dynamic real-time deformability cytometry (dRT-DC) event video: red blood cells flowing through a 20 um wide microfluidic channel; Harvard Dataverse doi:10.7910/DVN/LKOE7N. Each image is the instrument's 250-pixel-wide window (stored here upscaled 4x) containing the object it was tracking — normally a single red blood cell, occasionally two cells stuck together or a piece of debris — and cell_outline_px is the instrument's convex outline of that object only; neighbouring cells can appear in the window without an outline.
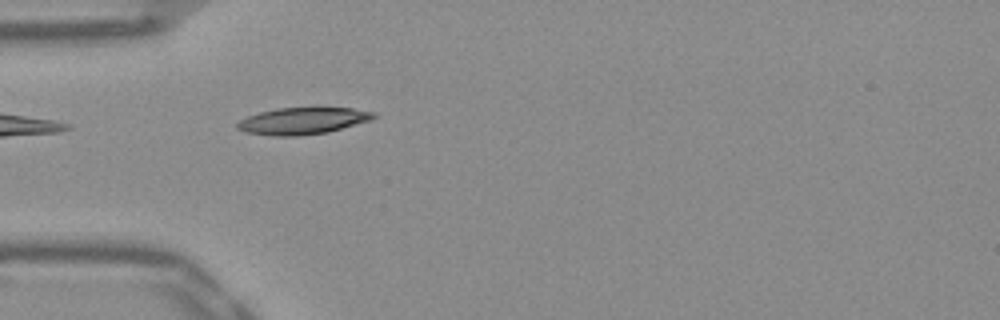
{"species": "Egyptian fruit bat (a non-hibernating species)", "species_latin": "Rousettus aegyptiacus", "temperature_condition": "warm", "stored_images_in_passage": 38, "camera_frame_rate_fps": 3000, "um_per_image_px": 0.085, "frame": {"image": 1, "passage_image": 2, "time_ms": 0.333, "image_size_px": [1000, 320], "cell_outline_px": [[376, 116], [372, 120], [328, 132], [300, 136], [272, 136], [244, 132], [236, 128], [236, 124], [240, 120], [248, 116], [260, 112], [276, 108], [352, 108], [376, 112]], "centroid_in_image_um": [25.73, 10.28], "position_along_channel_um": 59.3, "area_um2": 21.39}}
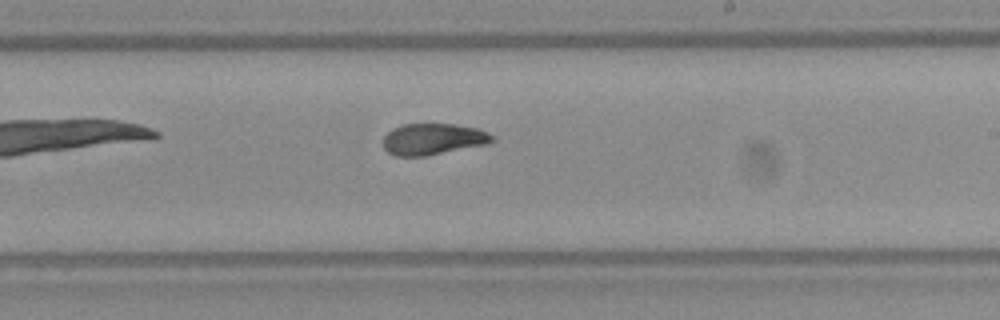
{"frame": {"image": 2, "passage_image": 17, "time_ms": 5.333, "image_size_px": [1000, 320], "cell_outline_px": [[496, 140], [488, 144], [424, 156], [396, 156], [388, 152], [384, 148], [384, 136], [392, 128], [404, 124], [452, 124], [476, 128], [488, 132], [496, 136]], "centroid_in_image_um": [36.84, 11.82], "position_along_channel_um": 252.2, "area_um2": 19.94}}
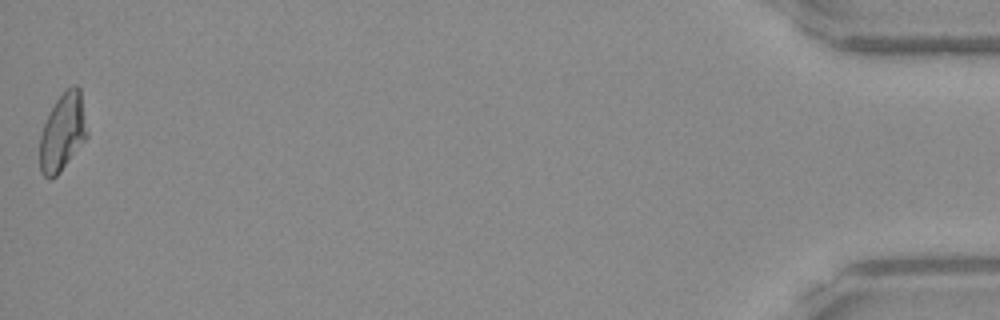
{"frame": {"image": 3, "passage_image": 38, "time_ms": 12.333, "image_size_px": [1000, 320], "cell_outline_px": [[88, 136], [60, 172], [56, 176], [48, 180], [40, 172], [40, 136], [44, 124], [56, 100], [72, 84], [76, 84], [80, 88], [88, 132]], "centroid_in_image_um": [5.33, 11.25], "position_along_channel_um": 429.9, "area_um2": 21.27}, "authors_computed_cell_mechanics": {"area_um2": 20.6057, "velocity_mm_per_s": 3.9095, "shape_relaxation_time_tau1_ms": 4.486, "shape_relaxation_time_tau2_ms": 0.867, "deformation_change_tau1": 0.1819, "deformation_change_tau2": 0.067}}